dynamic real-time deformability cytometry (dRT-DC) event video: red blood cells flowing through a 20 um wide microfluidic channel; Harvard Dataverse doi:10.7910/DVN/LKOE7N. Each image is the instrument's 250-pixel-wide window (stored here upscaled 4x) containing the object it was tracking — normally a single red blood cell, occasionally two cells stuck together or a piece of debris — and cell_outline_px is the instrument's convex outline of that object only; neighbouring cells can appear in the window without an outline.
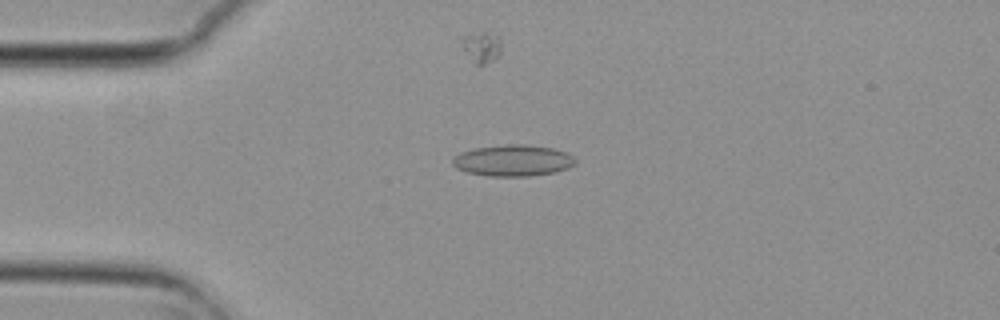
{"species": "common noctule bat (a hibernating species)", "species_latin": "Nyctalus noctula", "temperature_condition": "cold", "stored_images_in_passage": 8, "camera_frame_rate_fps": 3000, "um_per_image_px": 0.085, "animal": {"sex": "female", "body_mass_g": 29.2, "forearm_length_mm": 56.3}, "frame": {"image": 1, "passage_image": 4, "time_ms": 1.0, "image_size_px": [1000, 320], "cell_outline_px": [[576, 164], [568, 168], [556, 172], [528, 176], [488, 176], [468, 172], [456, 168], [452, 164], [452, 156], [460, 152], [476, 148], [504, 144], [524, 144], [552, 148], [568, 152], [576, 160]], "centroid_in_image_um": [43.6, 13.64], "position_along_channel_um": 41.4, "area_um2": 22.6}}
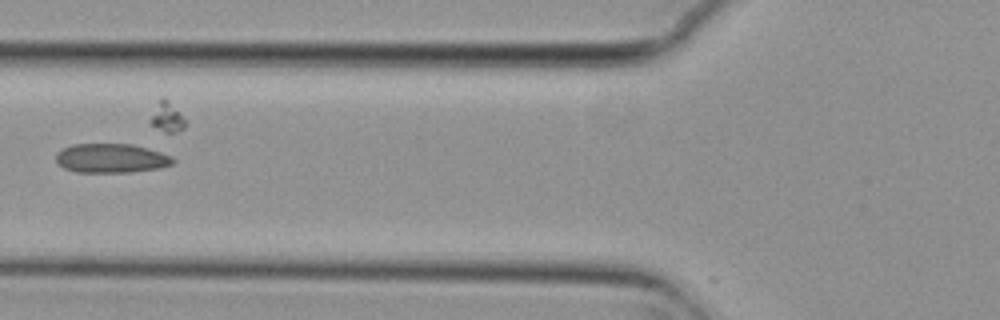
{"frame": {"image": 2, "passage_image": 6, "time_ms": 1.667, "image_size_px": [1000, 320], "cell_outline_px": [[176, 160], [172, 164], [160, 168], [132, 172], [76, 172], [64, 168], [56, 160], [56, 152], [72, 144], [132, 144], [148, 148], [172, 156]], "centroid_in_image_um": [9.47, 13.45], "position_along_channel_um": 116.3, "area_um2": 19.94}}